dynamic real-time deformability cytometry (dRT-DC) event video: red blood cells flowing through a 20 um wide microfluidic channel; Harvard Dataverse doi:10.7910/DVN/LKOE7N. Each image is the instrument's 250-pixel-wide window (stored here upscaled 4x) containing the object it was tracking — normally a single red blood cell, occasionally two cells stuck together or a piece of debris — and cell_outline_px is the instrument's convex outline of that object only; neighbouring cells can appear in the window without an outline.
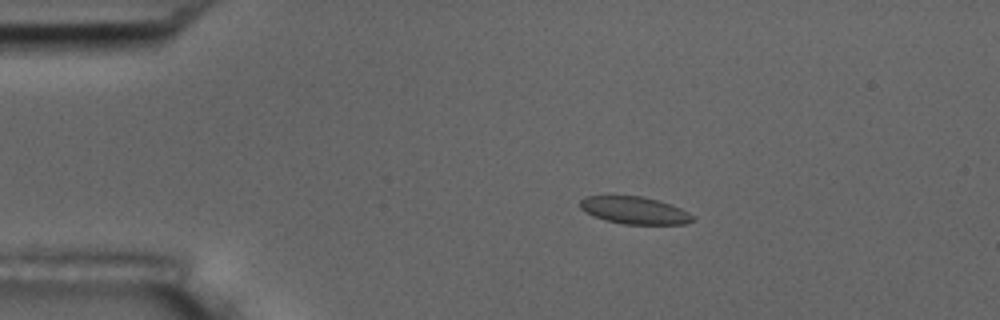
{"species": "common noctule bat (a hibernating species)", "species_latin": "Nyctalus noctula", "temperature_condition": "room temperature", "stored_images_in_passage": 55, "camera_frame_rate_fps": 3000, "um_per_image_px": 0.085, "animal": {"sex": "male", "body_mass_g": 17.5, "forearm_length_mm": 52.3}, "frame": {"image": 1, "passage_image": 11, "time_ms": 3.333, "image_size_px": [1000, 320], "cell_outline_px": [[696, 220], [684, 224], [624, 224], [604, 220], [592, 216], [584, 212], [580, 208], [580, 200], [584, 196], [644, 196], [680, 208], [688, 212]], "centroid_in_image_um": [53.89, 17.88], "position_along_channel_um": 31.1, "area_um2": 17.92}}
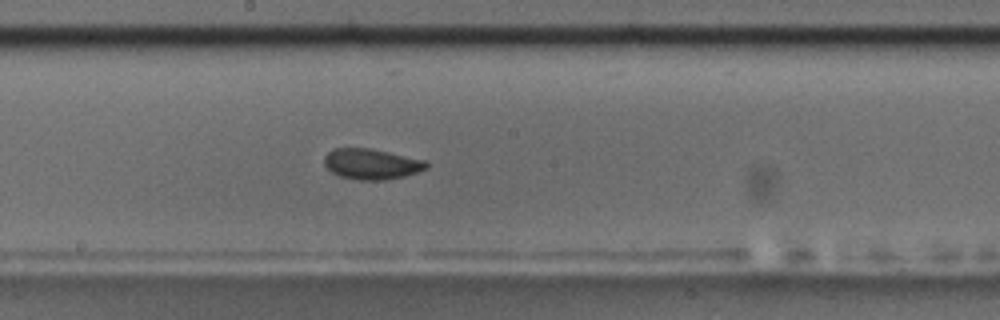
{"frame": {"image": 2, "passage_image": 30, "time_ms": 9.667, "image_size_px": [1000, 320], "cell_outline_px": [[428, 168], [404, 176], [388, 180], [360, 180], [340, 176], [332, 172], [324, 164], [324, 156], [332, 148], [368, 148], [428, 160]], "centroid_in_image_um": [31.59, 13.94], "position_along_channel_um": 216.6, "area_um2": 18.26}}
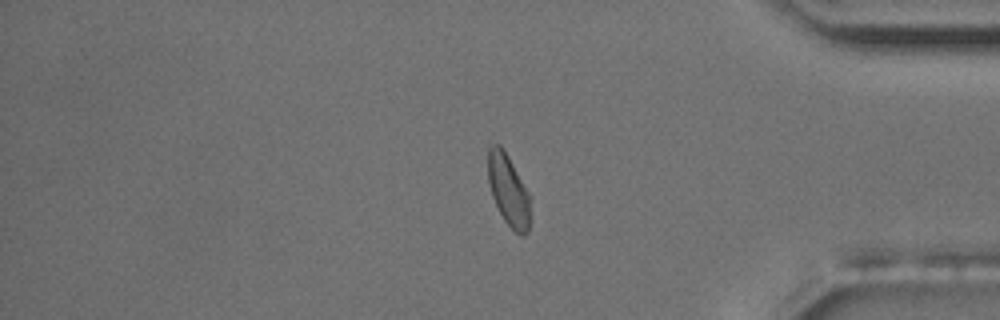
{"frame": {"image": 3, "passage_image": 46, "time_ms": 15.0, "image_size_px": [1000, 320], "cell_outline_px": [[532, 196], [528, 232], [524, 236], [520, 236], [504, 220], [492, 196], [488, 184], [488, 148], [492, 144], [500, 144], [508, 156]], "centroid_in_image_um": [43.25, 16.17], "position_along_channel_um": 392.0, "area_um2": 17.92}, "authors_computed_cell_mechanics": {"area_um2": 18.3226, "velocity_mm_per_s": 3.7231, "shape_relaxation_time_tau1_ms": 3.2968, "shape_relaxation_time_tau2_ms": 1.091, "deformation_change_tau1": 0.1099, "deformation_change_tau2": 0.0616}}